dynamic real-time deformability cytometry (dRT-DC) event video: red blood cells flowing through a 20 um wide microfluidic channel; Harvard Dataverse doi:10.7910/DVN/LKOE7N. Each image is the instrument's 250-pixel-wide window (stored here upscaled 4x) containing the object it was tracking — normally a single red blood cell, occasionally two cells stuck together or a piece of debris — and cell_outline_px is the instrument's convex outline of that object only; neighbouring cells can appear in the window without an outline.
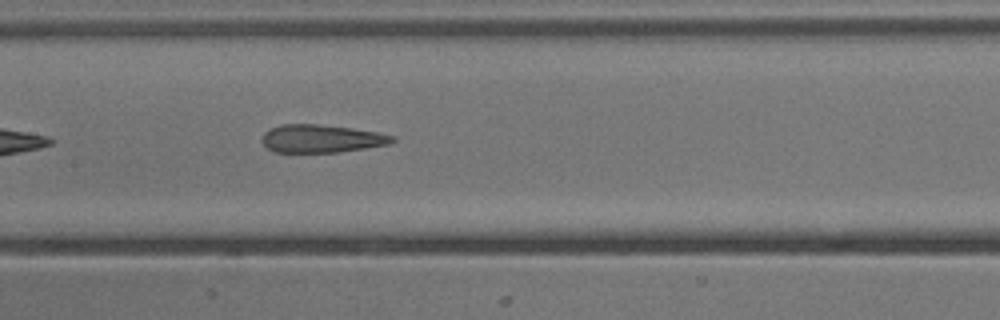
{"species": "common noctule bat (a hibernating species)", "species_latin": "Nyctalus noctula", "temperature_condition": "cold", "stored_images_in_passage": 5, "camera_frame_rate_fps": 3000, "um_per_image_px": 0.085, "animal": {"sex": "male", "body_mass_g": 13.3}, "frame": {"image": 1, "passage_image": 5, "time_ms": 6.0, "image_size_px": [1000, 320], "cell_outline_px": [[396, 140], [388, 144], [340, 152], [276, 152], [268, 148], [260, 140], [264, 132], [268, 128], [280, 124], [316, 124], [352, 128], [376, 132], [392, 136]], "centroid_in_image_um": [27.26, 11.77], "position_along_channel_um": 180.1, "area_um2": 21.15}}